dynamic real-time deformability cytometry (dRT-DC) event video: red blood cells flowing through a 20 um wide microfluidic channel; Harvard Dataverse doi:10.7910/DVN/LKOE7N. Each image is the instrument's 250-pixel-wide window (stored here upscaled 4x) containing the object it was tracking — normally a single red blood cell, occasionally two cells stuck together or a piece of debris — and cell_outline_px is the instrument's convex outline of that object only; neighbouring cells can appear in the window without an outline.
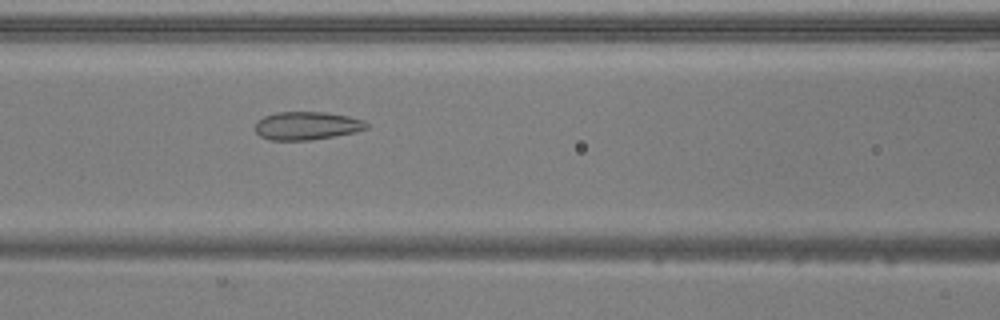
{"species": "common noctule bat (a hibernating species)", "species_latin": "Nyctalus noctula", "temperature_condition": "warm", "stored_images_in_passage": 52, "camera_frame_rate_fps": 3000, "um_per_image_px": 0.085, "animal": {"sex": "male", "body_mass_g": 20.5, "forearm_length_mm": 52.5}, "frame": {"image": 1, "passage_image": 23, "time_ms": 7.333, "image_size_px": [1000, 320], "cell_outline_px": [[368, 128], [356, 132], [308, 140], [268, 140], [260, 136], [256, 132], [256, 120], [264, 116], [276, 112], [324, 112], [348, 116], [364, 120], [368, 124]], "centroid_in_image_um": [26.06, 10.68], "position_along_channel_um": 140.5, "area_um2": 18.26}}
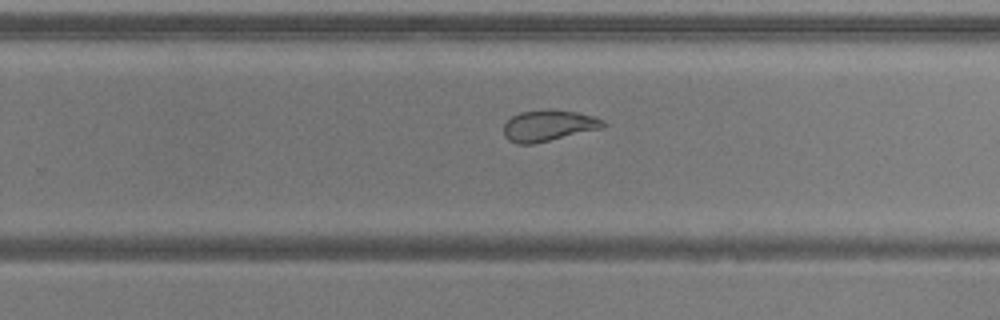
{"frame": {"image": 2, "passage_image": 34, "time_ms": 11.0, "image_size_px": [1000, 320], "cell_outline_px": [[608, 124], [604, 128], [532, 144], [516, 144], [508, 140], [504, 136], [504, 124], [512, 116], [520, 112], [548, 108], [552, 108], [576, 112], [592, 116], [604, 120]], "centroid_in_image_um": [46.63, 10.66], "position_along_channel_um": 283.2, "area_um2": 18.32}}
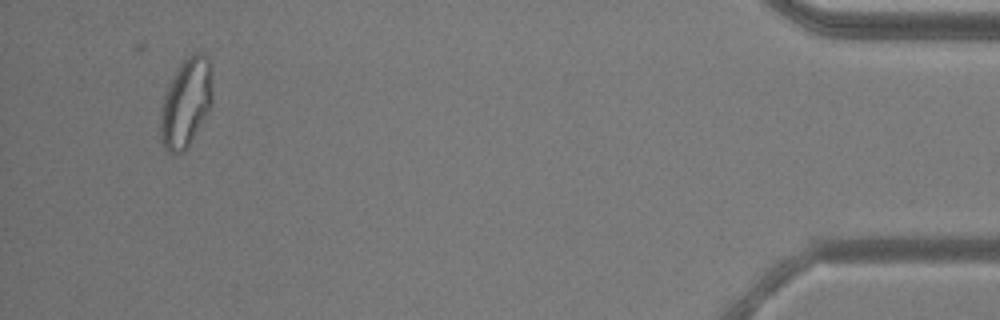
{"frame": {"image": 3, "passage_image": 50, "time_ms": 16.333, "image_size_px": [1000, 320], "cell_outline_px": [[212, 104], [188, 148], [184, 152], [176, 156], [168, 152], [164, 148], [160, 140], [160, 112], [164, 96], [168, 84], [172, 76], [180, 64], [192, 52], [204, 52], [208, 56], [212, 68]], "centroid_in_image_um": [15.81, 8.74], "position_along_channel_um": 419.4, "area_um2": 27.63}, "authors_computed_cell_mechanics": {"area_um2": 23.5535, "velocity_mm_per_s": 3.8981, "shape_relaxation_time_tau1_ms": null, "shape_relaxation_time_tau2_ms": 1.0702, "deformation_change_tau1": null, "deformation_change_tau2": 0.0667}}